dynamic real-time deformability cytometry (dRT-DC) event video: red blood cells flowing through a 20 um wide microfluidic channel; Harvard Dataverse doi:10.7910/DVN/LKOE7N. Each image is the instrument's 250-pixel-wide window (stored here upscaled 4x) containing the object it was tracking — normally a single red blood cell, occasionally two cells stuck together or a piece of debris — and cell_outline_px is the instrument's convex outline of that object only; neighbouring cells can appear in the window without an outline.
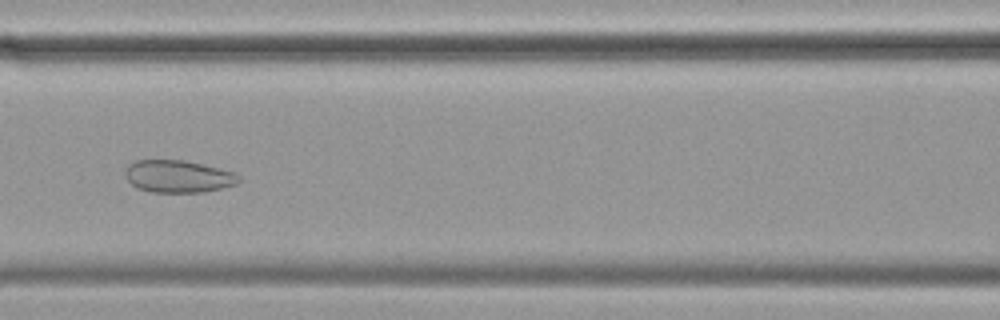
{"species": "common noctule bat (a hibernating species)", "species_latin": "Nyctalus noctula", "temperature_condition": "cold", "stored_images_in_passage": 57, "camera_frame_rate_fps": 3000, "um_per_image_px": 0.085, "animal": {"sex": "female", "body_mass_g": 19.9}, "frame": {"image": 1, "passage_image": 25, "time_ms": 8.0, "image_size_px": [1000, 320], "cell_outline_px": [[240, 180], [236, 184], [220, 188], [200, 192], [152, 192], [136, 188], [124, 176], [124, 172], [128, 164], [136, 160], [184, 160], [232, 172], [240, 176]], "centroid_in_image_um": [15.08, 14.99], "position_along_channel_um": 151.5, "area_um2": 21.21}}
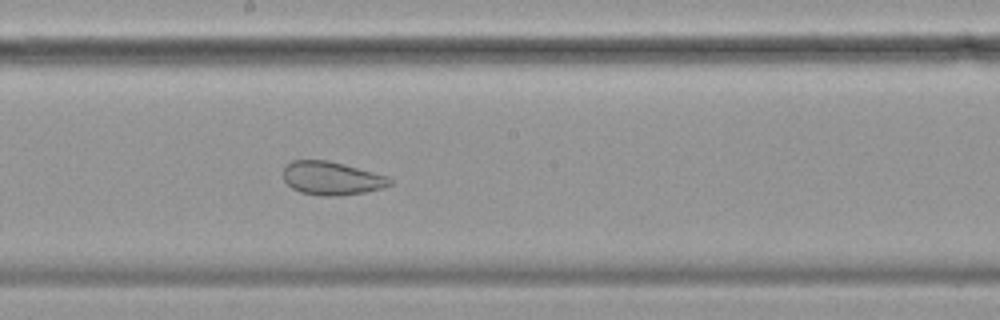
{"frame": {"image": 2, "passage_image": 31, "time_ms": 10.0, "image_size_px": [1000, 320], "cell_outline_px": [[392, 184], [380, 188], [364, 192], [336, 196], [320, 196], [300, 192], [292, 188], [284, 180], [284, 164], [292, 160], [328, 160], [344, 164], [388, 176], [392, 180]], "centroid_in_image_um": [28.16, 15.14], "position_along_channel_um": 220.0, "area_um2": 20.75}}
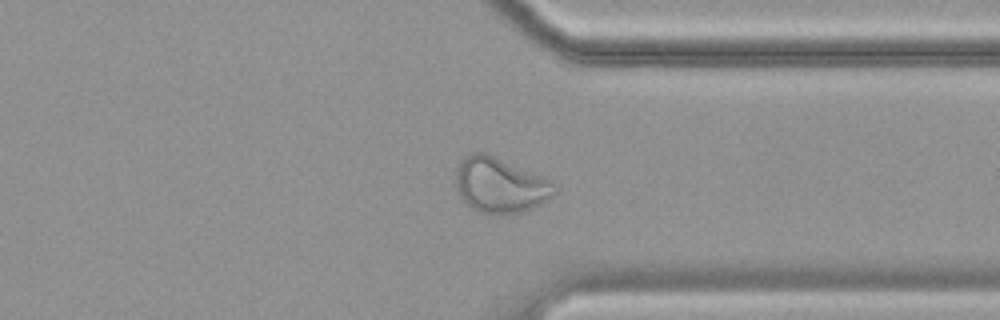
{"frame": {"image": 3, "passage_image": 44, "time_ms": 14.333, "image_size_px": [1000, 320], "cell_outline_px": [[556, 192], [552, 196], [540, 204], [532, 208], [520, 212], [480, 212], [472, 208], [460, 196], [456, 188], [456, 168], [460, 160], [464, 156], [472, 152], [488, 152], [544, 176], [552, 184]], "centroid_in_image_um": [42.48, 15.67], "position_along_channel_um": 368.9, "area_um2": 31.56}}